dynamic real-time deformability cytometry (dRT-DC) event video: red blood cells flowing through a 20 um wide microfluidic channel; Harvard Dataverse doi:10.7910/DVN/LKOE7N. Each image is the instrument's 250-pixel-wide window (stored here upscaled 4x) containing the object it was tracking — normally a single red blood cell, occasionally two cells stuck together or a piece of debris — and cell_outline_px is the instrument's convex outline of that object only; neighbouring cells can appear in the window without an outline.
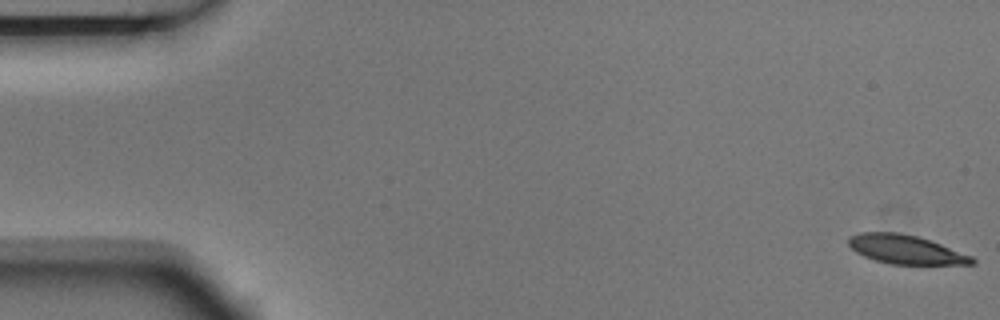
{"species": "Egyptian fruit bat (a non-hibernating species)", "species_latin": "Rousettus aegyptiacus", "temperature_condition": "room temperature", "stored_images_in_passage": 5, "camera_frame_rate_fps": 3000, "um_per_image_px": 0.085, "animal": {"sex": "male"}, "frame": {"image": 1, "passage_image": 1, "time_ms": 0.0, "image_size_px": [1000, 320], "cell_outline_px": [[976, 264], [892, 264], [876, 260], [864, 256], [856, 252], [848, 244], [848, 236], [860, 232], [900, 232], [916, 236], [940, 244], [972, 256], [976, 260]], "centroid_in_image_um": [76.96, 21.2], "position_along_channel_um": 8.0, "area_um2": 20.63}}
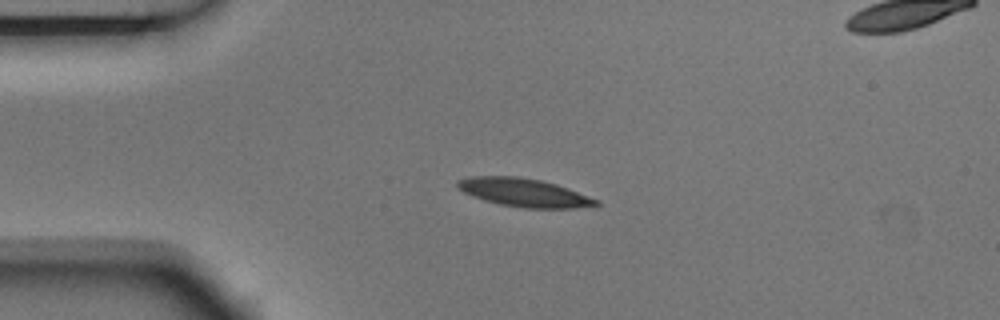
{"frame": {"image": 2, "passage_image": 4, "time_ms": 1.0, "image_size_px": [1000, 320], "cell_outline_px": [[600, 204], [576, 208], [524, 208], [500, 204], [484, 200], [472, 196], [456, 188], [456, 180], [468, 176], [520, 176], [540, 180], [556, 184], [568, 188], [600, 200]], "centroid_in_image_um": [44.51, 16.36], "position_along_channel_um": 40.5, "area_um2": 23.0}}